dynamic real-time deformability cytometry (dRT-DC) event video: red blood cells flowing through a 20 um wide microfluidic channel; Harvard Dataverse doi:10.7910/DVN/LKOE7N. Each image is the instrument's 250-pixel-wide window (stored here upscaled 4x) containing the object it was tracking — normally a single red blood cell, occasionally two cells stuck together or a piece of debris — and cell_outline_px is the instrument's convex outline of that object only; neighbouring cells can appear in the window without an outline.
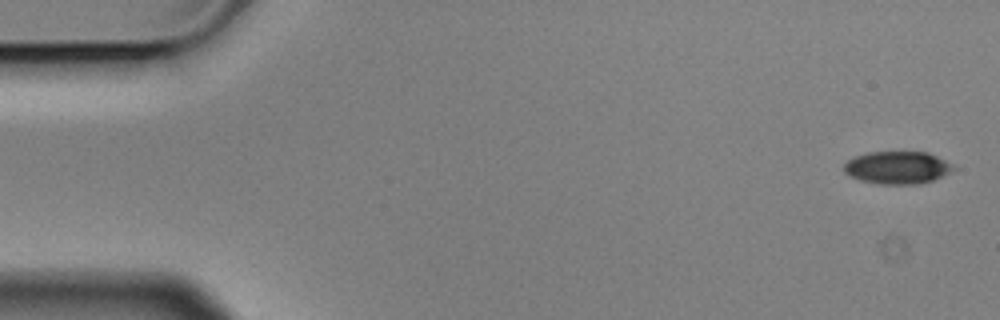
{"species": "Egyptian fruit bat (a non-hibernating species)", "species_latin": "Rousettus aegyptiacus", "temperature_condition": "cold", "stored_images_in_passage": 7, "camera_frame_rate_fps": 3000, "um_per_image_px": 0.085, "animal": {"sex": "male"}, "frame": {"image": 1, "passage_image": 1, "time_ms": 0.0, "image_size_px": [1000, 320], "cell_outline_px": [[956, 168], [932, 180], [916, 184], [880, 184], [860, 180], [844, 172], [844, 164], [852, 156], [868, 152], [928, 152], [944, 160]], "centroid_in_image_um": [76.22, 14.23], "position_along_channel_um": 8.8, "area_um2": 20.52}}
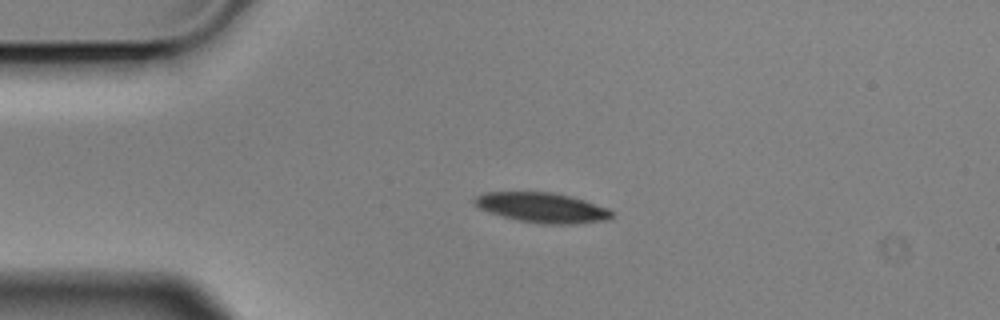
{"frame": {"image": 2, "passage_image": 5, "time_ms": 1.333, "image_size_px": [1000, 320], "cell_outline_px": [[612, 216], [608, 220], [576, 224], [544, 224], [520, 220], [488, 212], [480, 208], [472, 200], [476, 196], [484, 192], [552, 192], [572, 196], [608, 208], [612, 212]], "centroid_in_image_um": [46.1, 17.64], "position_along_channel_um": 38.9, "area_um2": 23.87}}
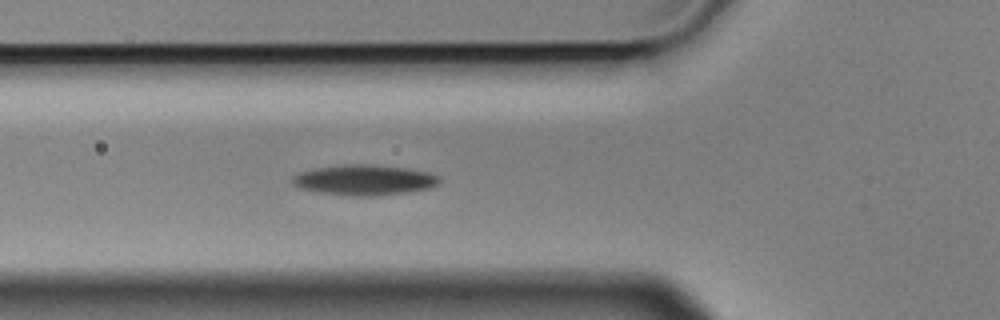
{"frame": {"image": 3, "passage_image": 7, "time_ms": 2.0, "image_size_px": [1000, 320], "cell_outline_px": [[440, 184], [428, 188], [408, 192], [372, 196], [348, 196], [320, 192], [300, 188], [292, 184], [292, 176], [300, 172], [316, 168], [344, 164], [372, 164], [408, 168], [428, 172], [440, 176]], "centroid_in_image_um": [30.98, 15.29], "position_along_channel_um": 94.8, "area_um2": 26.18}}